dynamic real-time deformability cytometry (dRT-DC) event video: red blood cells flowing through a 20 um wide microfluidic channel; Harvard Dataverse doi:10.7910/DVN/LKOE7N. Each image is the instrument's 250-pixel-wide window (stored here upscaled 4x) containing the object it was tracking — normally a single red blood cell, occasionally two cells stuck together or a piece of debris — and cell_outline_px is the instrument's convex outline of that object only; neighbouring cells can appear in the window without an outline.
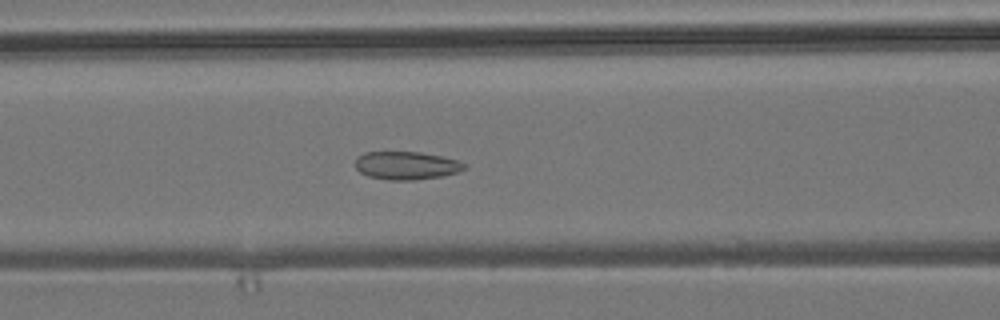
{"species": "common noctule bat (a hibernating species)", "species_latin": "Nyctalus noctula", "temperature_condition": "room temperature", "stored_images_in_passage": 54, "camera_frame_rate_fps": 3000, "um_per_image_px": 0.085, "animal": {"sex": "male", "body_mass_g": 19.2, "forearm_length_mm": 51.8}, "frame": {"image": 1, "passage_image": 23, "time_ms": 7.333, "image_size_px": [1000, 320], "cell_outline_px": [[468, 168], [444, 176], [412, 180], [388, 180], [368, 176], [360, 172], [356, 168], [356, 156], [364, 152], [420, 152], [440, 156], [456, 160], [468, 164]], "centroid_in_image_um": [34.55, 14.07], "position_along_channel_um": 132.1, "area_um2": 17.92}}
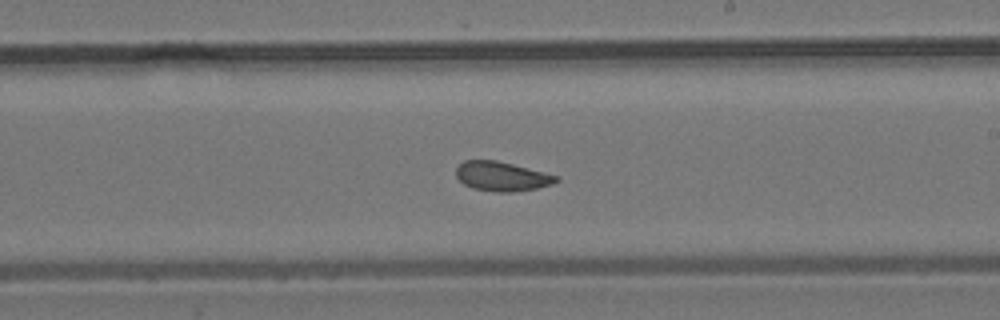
{"frame": {"image": 2, "passage_image": 32, "time_ms": 10.333, "image_size_px": [1000, 320], "cell_outline_px": [[560, 180], [552, 184], [536, 188], [512, 192], [496, 192], [472, 188], [464, 184], [456, 176], [456, 168], [464, 160], [496, 160], [560, 176]], "centroid_in_image_um": [42.66, 14.99], "position_along_channel_um": 246.3, "area_um2": 17.11}}
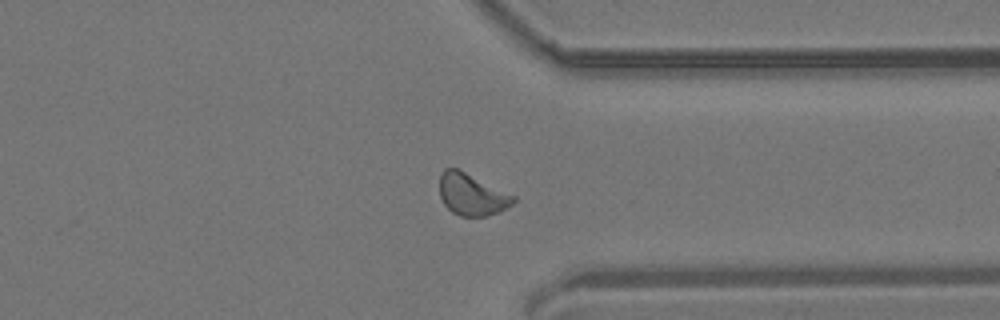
{"frame": {"image": 3, "passage_image": 42, "time_ms": 13.667, "image_size_px": [1000, 320], "cell_outline_px": [[516, 200], [512, 204], [500, 212], [484, 216], [460, 216], [452, 212], [444, 204], [440, 196], [440, 172], [444, 168], [456, 168], [516, 196]], "centroid_in_image_um": [40.1, 16.54], "position_along_channel_um": 371.3, "area_um2": 17.86}, "authors_computed_cell_mechanics": {"area_um2": 17.9469, "velocity_mm_per_s": 3.8167, "shape_relaxation_time_tau1_ms": null, "shape_relaxation_time_tau2_ms": 2.153, "deformation_change_tau1": null, "deformation_change_tau2": 0.0699}}